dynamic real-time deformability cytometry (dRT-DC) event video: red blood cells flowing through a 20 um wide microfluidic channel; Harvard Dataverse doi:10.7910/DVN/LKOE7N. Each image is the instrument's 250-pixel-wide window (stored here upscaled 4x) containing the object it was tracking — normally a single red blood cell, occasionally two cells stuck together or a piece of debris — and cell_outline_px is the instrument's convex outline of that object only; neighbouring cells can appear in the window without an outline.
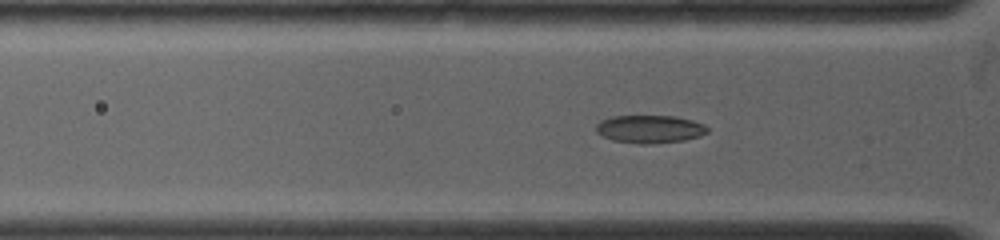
{"species": "common noctule bat (a hibernating species)", "species_latin": "Nyctalus noctula", "temperature_condition": "warm", "stored_images_in_passage": 45, "camera_frame_rate_fps": 5000, "um_per_image_px": 0.085, "animal": {"sex": "female", "body_mass_g": 19.0, "forearm_length_mm": 53.3}, "frame": {"image": 1, "passage_image": 4, "time_ms": 0.6, "image_size_px": [1000, 240], "cell_outline_px": [[708, 132], [700, 136], [684, 140], [644, 144], [640, 144], [612, 140], [596, 132], [596, 124], [600, 120], [612, 116], [676, 116], [692, 120], [704, 124], [708, 128]], "centroid_in_image_um": [55.22, 10.96], "position_along_channel_um": 70.6, "area_um2": 18.09}}
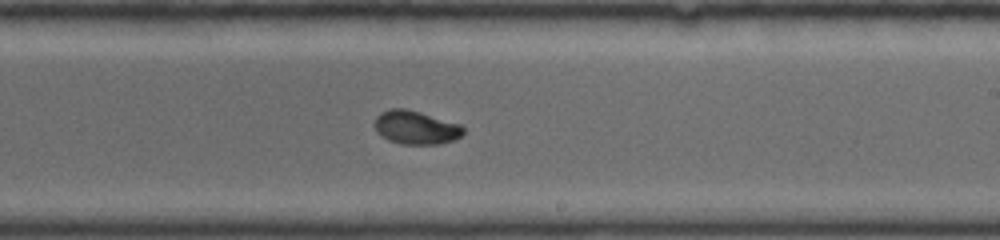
{"frame": {"image": 2, "passage_image": 27, "time_ms": 5.2, "image_size_px": [1000, 240], "cell_outline_px": [[464, 132], [460, 136], [452, 140], [440, 144], [404, 144], [388, 140], [376, 132], [376, 116], [380, 112], [392, 108], [404, 108], [420, 112], [460, 124], [464, 128]], "centroid_in_image_um": [35.34, 10.83], "position_along_channel_um": 253.7, "area_um2": 17.17}}
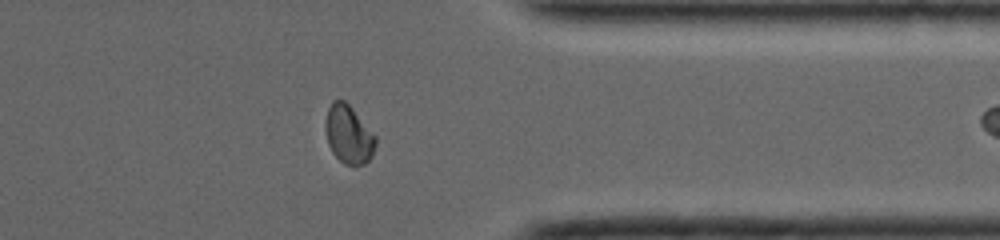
{"frame": {"image": 3, "passage_image": 44, "time_ms": 8.6, "image_size_px": [1000, 240], "cell_outline_px": [[376, 144], [372, 156], [364, 164], [344, 164], [332, 152], [328, 144], [324, 128], [324, 120], [328, 108], [332, 100], [344, 100], [352, 108], [376, 136]], "centroid_in_image_um": [29.61, 11.41], "position_along_channel_um": 381.8, "area_um2": 17.05}}